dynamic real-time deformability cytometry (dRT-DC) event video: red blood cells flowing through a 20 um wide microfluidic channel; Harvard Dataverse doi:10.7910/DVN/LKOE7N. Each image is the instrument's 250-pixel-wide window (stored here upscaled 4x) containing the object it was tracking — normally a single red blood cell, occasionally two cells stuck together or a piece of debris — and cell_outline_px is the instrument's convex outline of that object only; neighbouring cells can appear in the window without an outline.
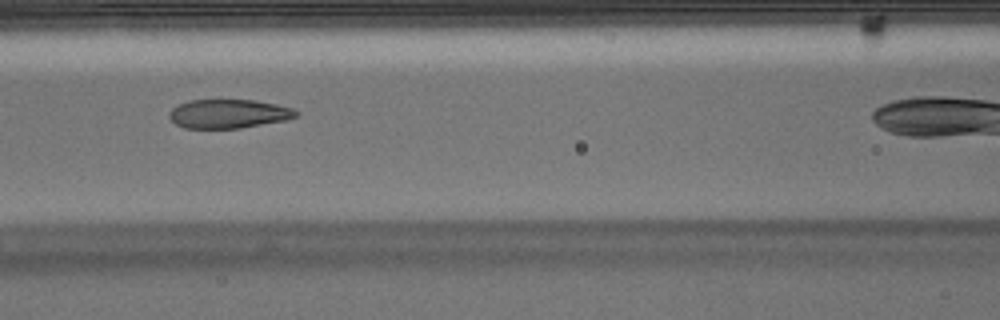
{"species": "Egyptian fruit bat (a non-hibernating species)", "species_latin": "Rousettus aegyptiacus", "temperature_condition": "warm", "stored_images_in_passage": 36, "camera_frame_rate_fps": 3000, "um_per_image_px": 0.085, "animal": {"sex": "male"}, "frame": {"image": 1, "passage_image": 16, "time_ms": 5.0, "image_size_px": [1000, 320], "cell_outline_px": [[300, 112], [296, 116], [288, 120], [240, 128], [184, 128], [176, 124], [168, 116], [168, 112], [172, 108], [188, 100], [256, 100], [276, 104], [292, 108]], "centroid_in_image_um": [19.44, 9.67], "position_along_channel_um": 147.2, "area_um2": 21.44}}